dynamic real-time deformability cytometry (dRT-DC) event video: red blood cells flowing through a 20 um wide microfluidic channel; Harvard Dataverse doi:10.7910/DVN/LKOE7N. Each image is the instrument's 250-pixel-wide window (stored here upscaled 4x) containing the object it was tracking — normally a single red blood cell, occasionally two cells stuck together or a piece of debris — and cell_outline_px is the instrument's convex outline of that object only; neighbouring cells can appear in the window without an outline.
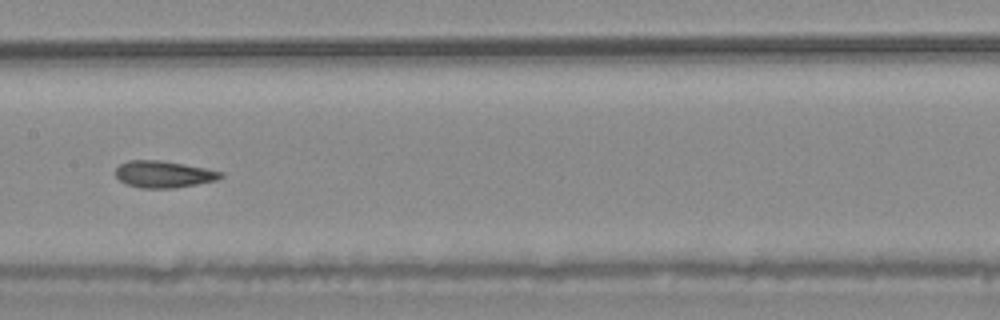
{"species": "common noctule bat (a hibernating species)", "species_latin": "Nyctalus noctula", "temperature_condition": "warm", "stored_images_in_passage": 39, "camera_frame_rate_fps": 3000, "um_per_image_px": 0.085, "animal": {"sex": "male", "body_mass_g": 20.4}, "frame": {"image": 1, "passage_image": 12, "time_ms": 3.667, "image_size_px": [1000, 320], "cell_outline_px": [[224, 176], [216, 180], [196, 184], [172, 188], [140, 188], [124, 184], [116, 176], [116, 168], [120, 164], [128, 160], [160, 160], [204, 168], [224, 172]], "centroid_in_image_um": [13.88, 14.81], "position_along_channel_um": 193.5, "area_um2": 16.36}, "authors_computed_cell_mechanics": {"area_um2": 16.9354, "velocity_mm_per_s": 3.7541, "shape_relaxation_time_tau1_ms": 11.1847, "shape_relaxation_time_tau2_ms": 2.3241, "deformation_change_tau1": 0.1952, "deformation_change_tau2": 0.0879}}